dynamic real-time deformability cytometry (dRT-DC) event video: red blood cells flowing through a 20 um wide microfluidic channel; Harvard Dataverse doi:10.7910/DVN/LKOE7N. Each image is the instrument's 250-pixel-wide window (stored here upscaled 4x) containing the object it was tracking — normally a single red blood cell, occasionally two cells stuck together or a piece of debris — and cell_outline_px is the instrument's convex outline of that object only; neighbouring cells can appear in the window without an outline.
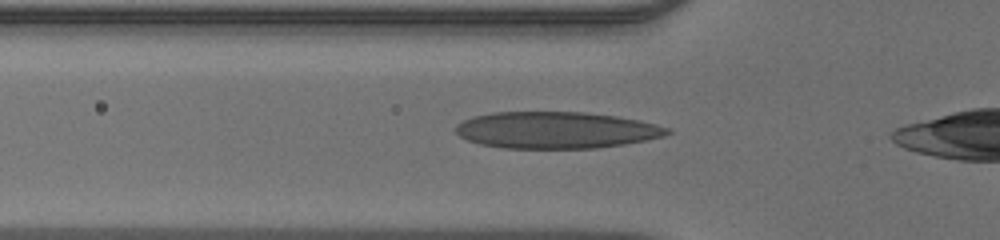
{"species": "human", "species_latin": "Homo sapiens", "temperature_condition": "warm", "stored_images_in_passage": 27, "camera_frame_rate_fps": 3000, "um_per_image_px": 0.085, "donor": {"sex": "male"}, "frame": {"image": 1, "passage_image": 3, "time_ms": 0.667, "image_size_px": [1000, 240], "cell_outline_px": [[672, 132], [664, 136], [624, 144], [596, 148], [504, 148], [480, 144], [468, 140], [460, 136], [456, 132], [456, 124], [472, 116], [492, 112], [588, 112], [616, 116], [640, 120], [672, 128]], "centroid_in_image_um": [47.28, 11.05], "position_along_channel_um": 78.5, "area_um2": 45.37}}
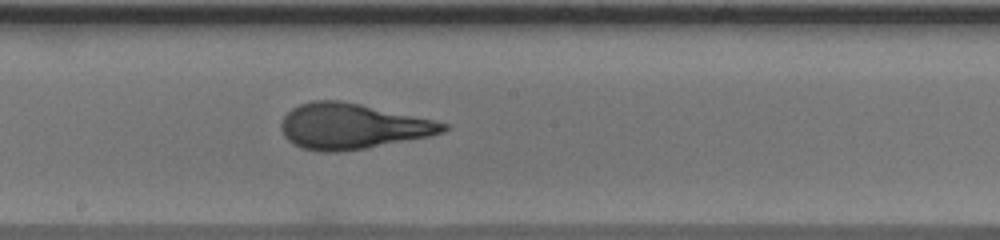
{"frame": {"image": 2, "passage_image": 13, "time_ms": 4.0, "image_size_px": [1000, 240], "cell_outline_px": [[448, 128], [444, 132], [428, 136], [364, 148], [336, 152], [324, 152], [304, 148], [288, 140], [284, 136], [280, 128], [280, 124], [284, 116], [292, 108], [300, 104], [312, 100], [340, 100], [360, 104], [432, 120], [448, 124]], "centroid_in_image_um": [29.89, 10.72], "position_along_channel_um": 218.3, "area_um2": 42.31}}
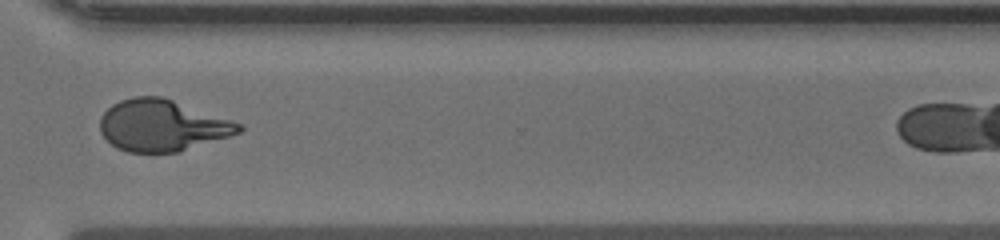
{"frame": {"image": 3, "passage_image": 23, "time_ms": 7.333, "image_size_px": [1000, 240], "cell_outline_px": [[244, 128], [240, 132], [180, 152], [128, 152], [116, 148], [100, 132], [100, 116], [112, 104], [120, 100], [132, 96], [164, 96], [244, 124]], "centroid_in_image_um": [13.79, 10.65], "position_along_channel_um": 356.8, "area_um2": 41.91}}